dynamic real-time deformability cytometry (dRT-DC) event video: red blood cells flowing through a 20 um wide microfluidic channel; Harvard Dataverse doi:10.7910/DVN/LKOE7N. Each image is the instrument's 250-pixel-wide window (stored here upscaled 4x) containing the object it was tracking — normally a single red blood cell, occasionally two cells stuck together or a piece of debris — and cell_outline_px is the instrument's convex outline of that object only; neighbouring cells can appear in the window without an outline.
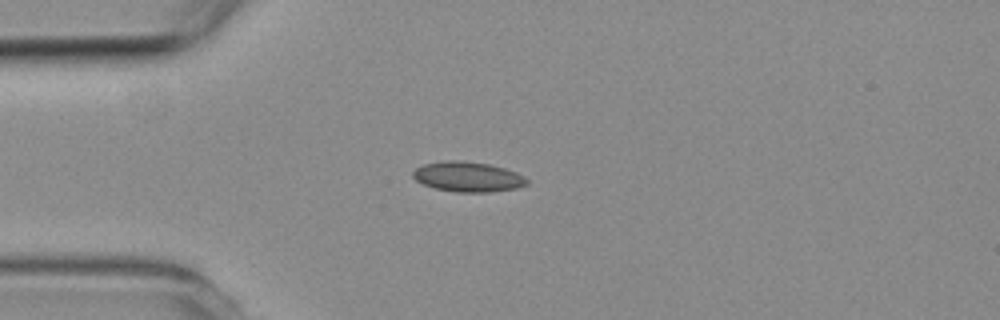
{"species": "common noctule bat (a hibernating species)", "species_latin": "Nyctalus noctula", "temperature_condition": "room temperature", "stored_images_in_passage": 4, "camera_frame_rate_fps": 3000, "um_per_image_px": 0.085, "animal": {"sex": "female", "body_mass_g": 19.3, "forearm_length_mm": 54.1}, "frame": {"image": 1, "passage_image": 3, "time_ms": 2.333, "image_size_px": [1000, 320], "cell_outline_px": [[528, 184], [516, 188], [488, 192], [456, 192], [436, 188], [424, 184], [416, 180], [412, 176], [412, 172], [416, 168], [424, 164], [444, 160], [460, 160], [488, 164], [504, 168], [516, 172], [524, 176], [528, 180]], "centroid_in_image_um": [39.76, 15.02], "position_along_channel_um": 45.2, "area_um2": 19.88}}